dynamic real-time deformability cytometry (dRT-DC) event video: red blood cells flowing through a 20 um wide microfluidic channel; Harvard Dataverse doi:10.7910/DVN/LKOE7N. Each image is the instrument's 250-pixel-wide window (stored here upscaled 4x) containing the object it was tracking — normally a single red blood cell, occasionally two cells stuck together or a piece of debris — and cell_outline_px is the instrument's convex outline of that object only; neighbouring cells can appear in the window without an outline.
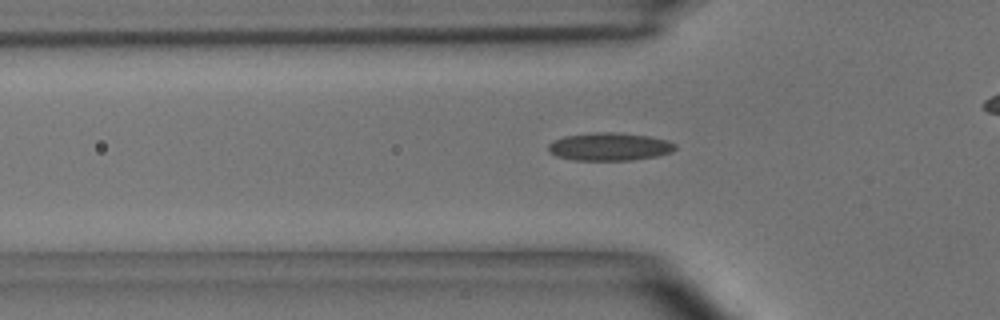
{"species": "common noctule bat (a hibernating species)", "species_latin": "Nyctalus noctula", "temperature_condition": "room temperature", "stored_images_in_passage": 35, "camera_frame_rate_fps": 3000, "um_per_image_px": 0.085, "animal": {"sex": "male", "body_mass_g": 15.6}, "frame": {"image": 1, "passage_image": 6, "time_ms": 1.667, "image_size_px": [1000, 320], "cell_outline_px": [[676, 148], [672, 152], [656, 156], [632, 160], [572, 160], [556, 156], [548, 152], [548, 144], [552, 140], [564, 136], [592, 132], [616, 132], [652, 136], [668, 140], [676, 144]], "centroid_in_image_um": [51.79, 12.46], "position_along_channel_um": 74.0, "area_um2": 20.98}}
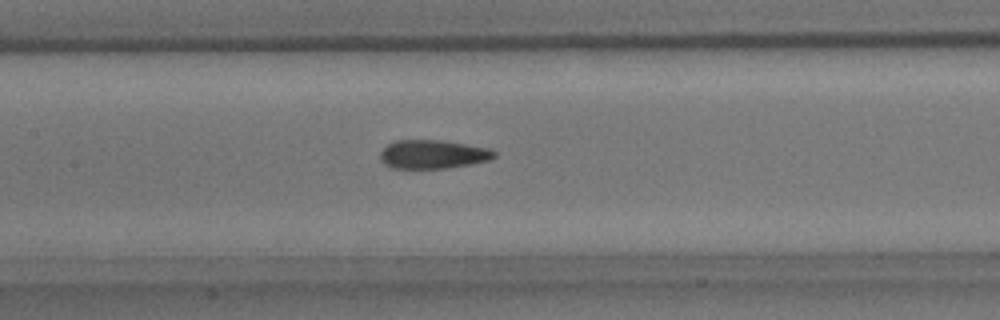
{"frame": {"image": 2, "passage_image": 13, "time_ms": 4.0, "image_size_px": [1000, 320], "cell_outline_px": [[496, 156], [488, 160], [472, 164], [444, 168], [392, 168], [384, 164], [380, 160], [380, 152], [388, 144], [396, 140], [440, 140], [488, 148], [496, 152]], "centroid_in_image_um": [36.77, 13.12], "position_along_channel_um": 170.6, "area_um2": 18.96}}
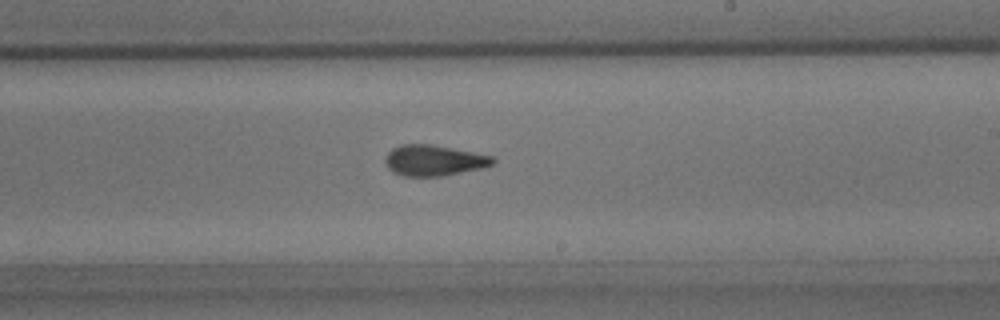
{"frame": {"image": 3, "passage_image": 19, "time_ms": 6.0, "image_size_px": [1000, 320], "cell_outline_px": [[496, 160], [492, 164], [480, 168], [440, 176], [404, 176], [392, 172], [388, 168], [384, 160], [388, 152], [392, 148], [400, 144], [432, 144], [492, 156]], "centroid_in_image_um": [36.82, 13.62], "position_along_channel_um": 252.2, "area_um2": 19.13}, "authors_computed_cell_mechanics": {"area_um2": 19.0162, "velocity_mm_per_s": 4.0808, "shape_relaxation_time_tau1_ms": 6.5258, "shape_relaxation_time_tau2_ms": 1.5265, "deformation_change_tau1": 0.1863, "deformation_change_tau2": 0.0979}}